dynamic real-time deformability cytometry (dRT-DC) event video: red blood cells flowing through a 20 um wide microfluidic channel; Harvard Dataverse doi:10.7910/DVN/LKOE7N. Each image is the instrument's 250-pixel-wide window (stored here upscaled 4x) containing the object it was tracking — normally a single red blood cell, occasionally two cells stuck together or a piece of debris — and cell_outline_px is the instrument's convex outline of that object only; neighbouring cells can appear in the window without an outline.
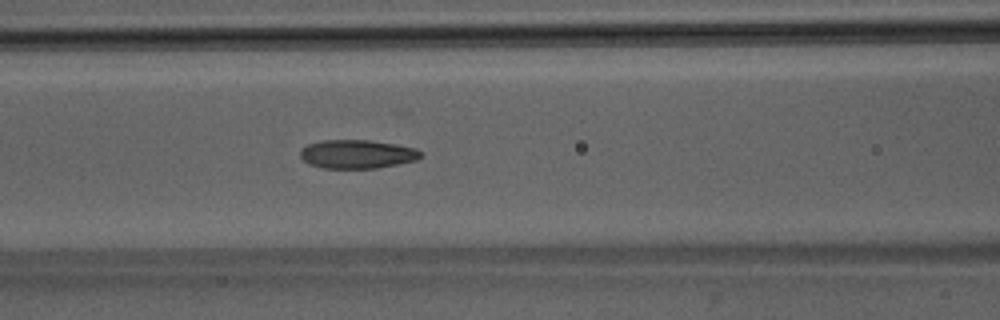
{"species": "Egyptian fruit bat (a non-hibernating species)", "species_latin": "Rousettus aegyptiacus", "temperature_condition": "room temperature", "stored_images_in_passage": 52, "camera_frame_rate_fps": 3000, "um_per_image_px": 0.085, "animal": {"sex": "male"}, "frame": {"image": 1, "passage_image": 22, "time_ms": 7.0, "image_size_px": [1000, 320], "cell_outline_px": [[420, 156], [416, 160], [376, 168], [324, 168], [308, 164], [300, 156], [300, 148], [308, 144], [320, 140], [368, 140], [396, 144], [416, 148], [420, 152]], "centroid_in_image_um": [30.3, 13.09], "position_along_channel_um": 136.3, "area_um2": 20.06}}
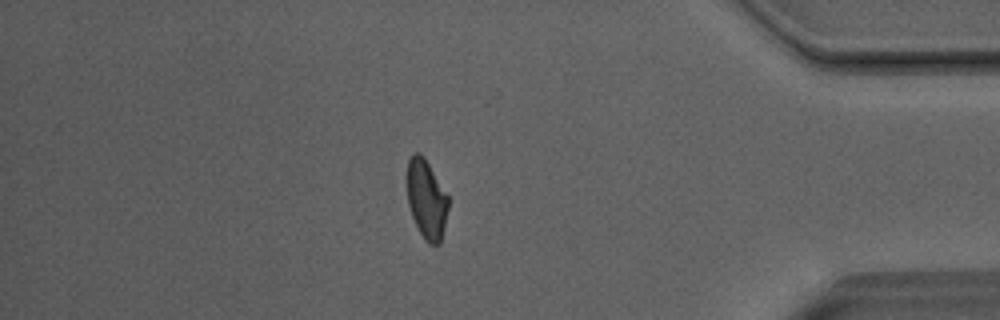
{"frame": {"image": 2, "passage_image": 44, "time_ms": 14.333, "image_size_px": [1000, 320], "cell_outline_px": [[448, 208], [440, 244], [428, 244], [424, 240], [412, 216], [408, 204], [404, 176], [408, 160], [412, 152], [420, 152], [424, 156], [448, 196]], "centroid_in_image_um": [36.19, 16.87], "position_along_channel_um": 399.0, "area_um2": 19.42}}
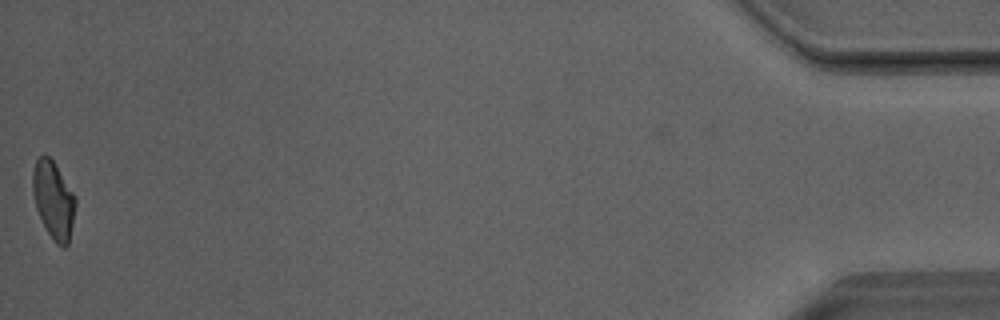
{"frame": {"image": 3, "passage_image": 51, "time_ms": 16.667, "image_size_px": [1000, 320], "cell_outline_px": [[76, 204], [68, 244], [64, 248], [56, 244], [48, 232], [36, 208], [32, 192], [32, 172], [36, 160], [40, 156], [48, 156], [52, 160], [76, 196]], "centroid_in_image_um": [4.54, 17.0], "position_along_channel_um": 430.7, "area_um2": 19.07}, "authors_computed_cell_mechanics": {"area_um2": 20.0855, "velocity_mm_per_s": 4.0538, "shape_relaxation_time_tau1_ms": 9.3011, "shape_relaxation_time_tau2_ms": 2.1464, "deformation_change_tau1": 0.2144, "deformation_change_tau2": 0.0893}}